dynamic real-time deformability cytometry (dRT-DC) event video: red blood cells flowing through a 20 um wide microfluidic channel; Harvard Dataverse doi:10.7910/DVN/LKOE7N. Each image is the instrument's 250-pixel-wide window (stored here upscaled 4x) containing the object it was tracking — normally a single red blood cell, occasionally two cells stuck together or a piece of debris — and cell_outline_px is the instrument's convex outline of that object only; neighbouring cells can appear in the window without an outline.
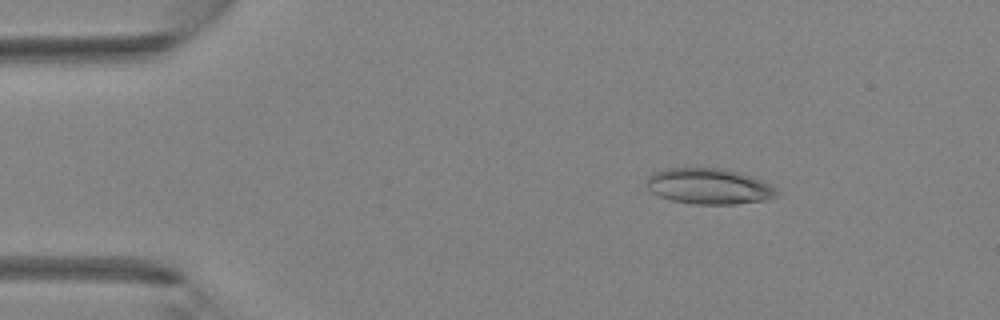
{"species": "Egyptian fruit bat (a non-hibernating species)", "species_latin": "Rousettus aegyptiacus", "temperature_condition": "room temperature", "stored_images_in_passage": 35, "camera_frame_rate_fps": 3000, "um_per_image_px": 0.085, "animal": {"sex": "female"}, "frame": {"image": 1, "passage_image": 1, "time_ms": 0.0, "image_size_px": [1000, 320], "cell_outline_px": [[780, 196], [768, 200], [736, 204], [692, 204], [672, 200], [660, 196], [652, 192], [644, 184], [644, 180], [648, 176], [664, 168], [720, 168], [740, 172], [760, 180], [776, 188], [780, 192]], "centroid_in_image_um": [60.27, 15.84], "position_along_channel_um": 24.7, "area_um2": 27.4}}
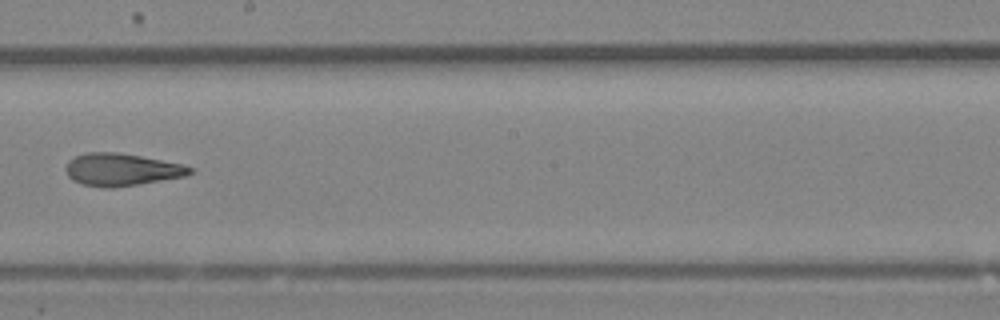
{"frame": {"image": 2, "passage_image": 18, "time_ms": 5.667, "image_size_px": [1000, 320], "cell_outline_px": [[196, 172], [188, 176], [112, 188], [104, 188], [84, 184], [72, 180], [68, 176], [64, 168], [68, 160], [76, 156], [88, 152], [116, 152], [140, 156], [184, 164], [196, 168]], "centroid_in_image_um": [10.38, 14.41], "position_along_channel_um": 237.8, "area_um2": 23.7}}
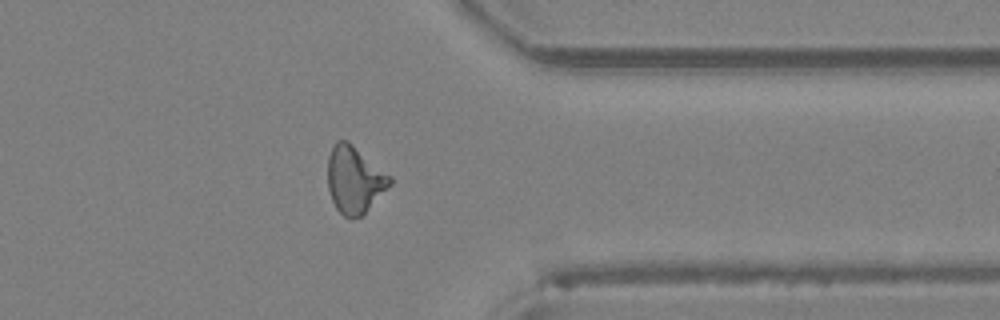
{"frame": {"image": 3, "passage_image": 27, "time_ms": 8.667, "image_size_px": [1000, 320], "cell_outline_px": [[392, 184], [360, 216], [344, 216], [336, 208], [332, 200], [328, 188], [328, 156], [336, 140], [348, 140], [392, 176]], "centroid_in_image_um": [30.14, 15.22], "position_along_channel_um": 381.3, "area_um2": 24.04}}